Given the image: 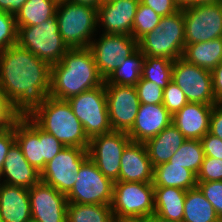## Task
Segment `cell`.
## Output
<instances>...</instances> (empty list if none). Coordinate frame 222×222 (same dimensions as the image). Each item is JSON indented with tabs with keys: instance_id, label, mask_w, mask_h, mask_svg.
<instances>
[{
	"instance_id": "36",
	"label": "cell",
	"mask_w": 222,
	"mask_h": 222,
	"mask_svg": "<svg viewBox=\"0 0 222 222\" xmlns=\"http://www.w3.org/2000/svg\"><path fill=\"white\" fill-rule=\"evenodd\" d=\"M187 103L188 100L184 92L171 80L168 86L163 89V106L173 116Z\"/></svg>"
},
{
	"instance_id": "38",
	"label": "cell",
	"mask_w": 222,
	"mask_h": 222,
	"mask_svg": "<svg viewBox=\"0 0 222 222\" xmlns=\"http://www.w3.org/2000/svg\"><path fill=\"white\" fill-rule=\"evenodd\" d=\"M197 187L212 204L217 216L222 221V181L197 182Z\"/></svg>"
},
{
	"instance_id": "30",
	"label": "cell",
	"mask_w": 222,
	"mask_h": 222,
	"mask_svg": "<svg viewBox=\"0 0 222 222\" xmlns=\"http://www.w3.org/2000/svg\"><path fill=\"white\" fill-rule=\"evenodd\" d=\"M144 58L145 55L137 49L109 75L104 85L135 86L141 78Z\"/></svg>"
},
{
	"instance_id": "4",
	"label": "cell",
	"mask_w": 222,
	"mask_h": 222,
	"mask_svg": "<svg viewBox=\"0 0 222 222\" xmlns=\"http://www.w3.org/2000/svg\"><path fill=\"white\" fill-rule=\"evenodd\" d=\"M59 32L69 49L87 48L98 28L97 8L63 0L58 2Z\"/></svg>"
},
{
	"instance_id": "22",
	"label": "cell",
	"mask_w": 222,
	"mask_h": 222,
	"mask_svg": "<svg viewBox=\"0 0 222 222\" xmlns=\"http://www.w3.org/2000/svg\"><path fill=\"white\" fill-rule=\"evenodd\" d=\"M14 134L28 163L41 173L43 170V140H39V126L29 117L14 120Z\"/></svg>"
},
{
	"instance_id": "33",
	"label": "cell",
	"mask_w": 222,
	"mask_h": 222,
	"mask_svg": "<svg viewBox=\"0 0 222 222\" xmlns=\"http://www.w3.org/2000/svg\"><path fill=\"white\" fill-rule=\"evenodd\" d=\"M203 146L200 140L187 139L169 162L191 170L196 176L199 173L204 159Z\"/></svg>"
},
{
	"instance_id": "7",
	"label": "cell",
	"mask_w": 222,
	"mask_h": 222,
	"mask_svg": "<svg viewBox=\"0 0 222 222\" xmlns=\"http://www.w3.org/2000/svg\"><path fill=\"white\" fill-rule=\"evenodd\" d=\"M111 209L114 218H149L155 211L153 184L114 182Z\"/></svg>"
},
{
	"instance_id": "9",
	"label": "cell",
	"mask_w": 222,
	"mask_h": 222,
	"mask_svg": "<svg viewBox=\"0 0 222 222\" xmlns=\"http://www.w3.org/2000/svg\"><path fill=\"white\" fill-rule=\"evenodd\" d=\"M113 185L88 158L77 172L76 182L66 195L67 201L77 204L111 205Z\"/></svg>"
},
{
	"instance_id": "26",
	"label": "cell",
	"mask_w": 222,
	"mask_h": 222,
	"mask_svg": "<svg viewBox=\"0 0 222 222\" xmlns=\"http://www.w3.org/2000/svg\"><path fill=\"white\" fill-rule=\"evenodd\" d=\"M182 58L198 67L212 71L222 62V37L185 45Z\"/></svg>"
},
{
	"instance_id": "12",
	"label": "cell",
	"mask_w": 222,
	"mask_h": 222,
	"mask_svg": "<svg viewBox=\"0 0 222 222\" xmlns=\"http://www.w3.org/2000/svg\"><path fill=\"white\" fill-rule=\"evenodd\" d=\"M172 81L184 92L188 102L216 105L211 71L180 57L173 61Z\"/></svg>"
},
{
	"instance_id": "43",
	"label": "cell",
	"mask_w": 222,
	"mask_h": 222,
	"mask_svg": "<svg viewBox=\"0 0 222 222\" xmlns=\"http://www.w3.org/2000/svg\"><path fill=\"white\" fill-rule=\"evenodd\" d=\"M205 156L222 160V140L209 132L200 140Z\"/></svg>"
},
{
	"instance_id": "45",
	"label": "cell",
	"mask_w": 222,
	"mask_h": 222,
	"mask_svg": "<svg viewBox=\"0 0 222 222\" xmlns=\"http://www.w3.org/2000/svg\"><path fill=\"white\" fill-rule=\"evenodd\" d=\"M213 92L216 100L222 103V62L211 71Z\"/></svg>"
},
{
	"instance_id": "40",
	"label": "cell",
	"mask_w": 222,
	"mask_h": 222,
	"mask_svg": "<svg viewBox=\"0 0 222 222\" xmlns=\"http://www.w3.org/2000/svg\"><path fill=\"white\" fill-rule=\"evenodd\" d=\"M39 140H43V169L65 146L52 134L39 127Z\"/></svg>"
},
{
	"instance_id": "32",
	"label": "cell",
	"mask_w": 222,
	"mask_h": 222,
	"mask_svg": "<svg viewBox=\"0 0 222 222\" xmlns=\"http://www.w3.org/2000/svg\"><path fill=\"white\" fill-rule=\"evenodd\" d=\"M173 60L165 57L145 56L141 78L151 81L162 89L172 80Z\"/></svg>"
},
{
	"instance_id": "28",
	"label": "cell",
	"mask_w": 222,
	"mask_h": 222,
	"mask_svg": "<svg viewBox=\"0 0 222 222\" xmlns=\"http://www.w3.org/2000/svg\"><path fill=\"white\" fill-rule=\"evenodd\" d=\"M183 222H222L198 187L186 191Z\"/></svg>"
},
{
	"instance_id": "39",
	"label": "cell",
	"mask_w": 222,
	"mask_h": 222,
	"mask_svg": "<svg viewBox=\"0 0 222 222\" xmlns=\"http://www.w3.org/2000/svg\"><path fill=\"white\" fill-rule=\"evenodd\" d=\"M222 181V160L204 156L197 182Z\"/></svg>"
},
{
	"instance_id": "31",
	"label": "cell",
	"mask_w": 222,
	"mask_h": 222,
	"mask_svg": "<svg viewBox=\"0 0 222 222\" xmlns=\"http://www.w3.org/2000/svg\"><path fill=\"white\" fill-rule=\"evenodd\" d=\"M67 222H113L111 205L68 202Z\"/></svg>"
},
{
	"instance_id": "18",
	"label": "cell",
	"mask_w": 222,
	"mask_h": 222,
	"mask_svg": "<svg viewBox=\"0 0 222 222\" xmlns=\"http://www.w3.org/2000/svg\"><path fill=\"white\" fill-rule=\"evenodd\" d=\"M172 123V115L163 104H140L136 120L127 133L131 141L145 143Z\"/></svg>"
},
{
	"instance_id": "48",
	"label": "cell",
	"mask_w": 222,
	"mask_h": 222,
	"mask_svg": "<svg viewBox=\"0 0 222 222\" xmlns=\"http://www.w3.org/2000/svg\"><path fill=\"white\" fill-rule=\"evenodd\" d=\"M181 6H193L197 4H210L222 2V0H177Z\"/></svg>"
},
{
	"instance_id": "25",
	"label": "cell",
	"mask_w": 222,
	"mask_h": 222,
	"mask_svg": "<svg viewBox=\"0 0 222 222\" xmlns=\"http://www.w3.org/2000/svg\"><path fill=\"white\" fill-rule=\"evenodd\" d=\"M186 190L176 187L154 186V214L176 222H183Z\"/></svg>"
},
{
	"instance_id": "15",
	"label": "cell",
	"mask_w": 222,
	"mask_h": 222,
	"mask_svg": "<svg viewBox=\"0 0 222 222\" xmlns=\"http://www.w3.org/2000/svg\"><path fill=\"white\" fill-rule=\"evenodd\" d=\"M109 122L112 130L128 133L140 105L135 86L105 85Z\"/></svg>"
},
{
	"instance_id": "34",
	"label": "cell",
	"mask_w": 222,
	"mask_h": 222,
	"mask_svg": "<svg viewBox=\"0 0 222 222\" xmlns=\"http://www.w3.org/2000/svg\"><path fill=\"white\" fill-rule=\"evenodd\" d=\"M161 18L150 7L139 3L132 26V37L138 41L142 36L153 31Z\"/></svg>"
},
{
	"instance_id": "1",
	"label": "cell",
	"mask_w": 222,
	"mask_h": 222,
	"mask_svg": "<svg viewBox=\"0 0 222 222\" xmlns=\"http://www.w3.org/2000/svg\"><path fill=\"white\" fill-rule=\"evenodd\" d=\"M51 65L18 44L0 50V84L18 117L30 116L49 96Z\"/></svg>"
},
{
	"instance_id": "11",
	"label": "cell",
	"mask_w": 222,
	"mask_h": 222,
	"mask_svg": "<svg viewBox=\"0 0 222 222\" xmlns=\"http://www.w3.org/2000/svg\"><path fill=\"white\" fill-rule=\"evenodd\" d=\"M131 142L126 132L114 131L94 136L89 141L88 157L112 182L119 181L121 156Z\"/></svg>"
},
{
	"instance_id": "20",
	"label": "cell",
	"mask_w": 222,
	"mask_h": 222,
	"mask_svg": "<svg viewBox=\"0 0 222 222\" xmlns=\"http://www.w3.org/2000/svg\"><path fill=\"white\" fill-rule=\"evenodd\" d=\"M214 105L188 102L172 116V124L189 140H201L208 132Z\"/></svg>"
},
{
	"instance_id": "46",
	"label": "cell",
	"mask_w": 222,
	"mask_h": 222,
	"mask_svg": "<svg viewBox=\"0 0 222 222\" xmlns=\"http://www.w3.org/2000/svg\"><path fill=\"white\" fill-rule=\"evenodd\" d=\"M27 0H0V11L16 15Z\"/></svg>"
},
{
	"instance_id": "44",
	"label": "cell",
	"mask_w": 222,
	"mask_h": 222,
	"mask_svg": "<svg viewBox=\"0 0 222 222\" xmlns=\"http://www.w3.org/2000/svg\"><path fill=\"white\" fill-rule=\"evenodd\" d=\"M209 133L222 140V103L213 106L210 116Z\"/></svg>"
},
{
	"instance_id": "49",
	"label": "cell",
	"mask_w": 222,
	"mask_h": 222,
	"mask_svg": "<svg viewBox=\"0 0 222 222\" xmlns=\"http://www.w3.org/2000/svg\"><path fill=\"white\" fill-rule=\"evenodd\" d=\"M0 108H12L11 102L7 99L5 91L0 84Z\"/></svg>"
},
{
	"instance_id": "3",
	"label": "cell",
	"mask_w": 222,
	"mask_h": 222,
	"mask_svg": "<svg viewBox=\"0 0 222 222\" xmlns=\"http://www.w3.org/2000/svg\"><path fill=\"white\" fill-rule=\"evenodd\" d=\"M29 117L64 146L88 149L90 139L67 100L48 96Z\"/></svg>"
},
{
	"instance_id": "27",
	"label": "cell",
	"mask_w": 222,
	"mask_h": 222,
	"mask_svg": "<svg viewBox=\"0 0 222 222\" xmlns=\"http://www.w3.org/2000/svg\"><path fill=\"white\" fill-rule=\"evenodd\" d=\"M152 184L187 191L197 187V176L189 169L167 162L154 167Z\"/></svg>"
},
{
	"instance_id": "14",
	"label": "cell",
	"mask_w": 222,
	"mask_h": 222,
	"mask_svg": "<svg viewBox=\"0 0 222 222\" xmlns=\"http://www.w3.org/2000/svg\"><path fill=\"white\" fill-rule=\"evenodd\" d=\"M88 158L87 149L65 146L45 165L40 180L67 195L76 182L77 172Z\"/></svg>"
},
{
	"instance_id": "19",
	"label": "cell",
	"mask_w": 222,
	"mask_h": 222,
	"mask_svg": "<svg viewBox=\"0 0 222 222\" xmlns=\"http://www.w3.org/2000/svg\"><path fill=\"white\" fill-rule=\"evenodd\" d=\"M153 172L145 144L131 141L121 156L119 181L152 183Z\"/></svg>"
},
{
	"instance_id": "35",
	"label": "cell",
	"mask_w": 222,
	"mask_h": 222,
	"mask_svg": "<svg viewBox=\"0 0 222 222\" xmlns=\"http://www.w3.org/2000/svg\"><path fill=\"white\" fill-rule=\"evenodd\" d=\"M17 33L15 15L0 11V50L17 44Z\"/></svg>"
},
{
	"instance_id": "2",
	"label": "cell",
	"mask_w": 222,
	"mask_h": 222,
	"mask_svg": "<svg viewBox=\"0 0 222 222\" xmlns=\"http://www.w3.org/2000/svg\"><path fill=\"white\" fill-rule=\"evenodd\" d=\"M104 81L88 47L69 49L59 63L51 65L49 96L68 100L101 86Z\"/></svg>"
},
{
	"instance_id": "29",
	"label": "cell",
	"mask_w": 222,
	"mask_h": 222,
	"mask_svg": "<svg viewBox=\"0 0 222 222\" xmlns=\"http://www.w3.org/2000/svg\"><path fill=\"white\" fill-rule=\"evenodd\" d=\"M56 0H27L15 15L17 27L43 23L56 13Z\"/></svg>"
},
{
	"instance_id": "51",
	"label": "cell",
	"mask_w": 222,
	"mask_h": 222,
	"mask_svg": "<svg viewBox=\"0 0 222 222\" xmlns=\"http://www.w3.org/2000/svg\"><path fill=\"white\" fill-rule=\"evenodd\" d=\"M113 222H148L144 218H114Z\"/></svg>"
},
{
	"instance_id": "21",
	"label": "cell",
	"mask_w": 222,
	"mask_h": 222,
	"mask_svg": "<svg viewBox=\"0 0 222 222\" xmlns=\"http://www.w3.org/2000/svg\"><path fill=\"white\" fill-rule=\"evenodd\" d=\"M39 181L40 172L28 163L21 147L15 142L3 162L0 182L29 189Z\"/></svg>"
},
{
	"instance_id": "52",
	"label": "cell",
	"mask_w": 222,
	"mask_h": 222,
	"mask_svg": "<svg viewBox=\"0 0 222 222\" xmlns=\"http://www.w3.org/2000/svg\"><path fill=\"white\" fill-rule=\"evenodd\" d=\"M148 219V222H176L169 219H165L161 216H158L156 214H152Z\"/></svg>"
},
{
	"instance_id": "6",
	"label": "cell",
	"mask_w": 222,
	"mask_h": 222,
	"mask_svg": "<svg viewBox=\"0 0 222 222\" xmlns=\"http://www.w3.org/2000/svg\"><path fill=\"white\" fill-rule=\"evenodd\" d=\"M17 28V44L50 65L59 63L69 50L59 32L56 13L41 24Z\"/></svg>"
},
{
	"instance_id": "13",
	"label": "cell",
	"mask_w": 222,
	"mask_h": 222,
	"mask_svg": "<svg viewBox=\"0 0 222 222\" xmlns=\"http://www.w3.org/2000/svg\"><path fill=\"white\" fill-rule=\"evenodd\" d=\"M102 35V36H101ZM89 45L100 76L106 80L116 68L138 49V41L131 35L102 33Z\"/></svg>"
},
{
	"instance_id": "10",
	"label": "cell",
	"mask_w": 222,
	"mask_h": 222,
	"mask_svg": "<svg viewBox=\"0 0 222 222\" xmlns=\"http://www.w3.org/2000/svg\"><path fill=\"white\" fill-rule=\"evenodd\" d=\"M185 45L222 37V2L181 6Z\"/></svg>"
},
{
	"instance_id": "16",
	"label": "cell",
	"mask_w": 222,
	"mask_h": 222,
	"mask_svg": "<svg viewBox=\"0 0 222 222\" xmlns=\"http://www.w3.org/2000/svg\"><path fill=\"white\" fill-rule=\"evenodd\" d=\"M31 219L36 222H67V197L54 187L39 181L28 189Z\"/></svg>"
},
{
	"instance_id": "50",
	"label": "cell",
	"mask_w": 222,
	"mask_h": 222,
	"mask_svg": "<svg viewBox=\"0 0 222 222\" xmlns=\"http://www.w3.org/2000/svg\"><path fill=\"white\" fill-rule=\"evenodd\" d=\"M68 1L82 5H89L95 8H98L102 3V0H68Z\"/></svg>"
},
{
	"instance_id": "8",
	"label": "cell",
	"mask_w": 222,
	"mask_h": 222,
	"mask_svg": "<svg viewBox=\"0 0 222 222\" xmlns=\"http://www.w3.org/2000/svg\"><path fill=\"white\" fill-rule=\"evenodd\" d=\"M67 101L71 105L74 115L82 123L89 139L112 131L104 83L73 96Z\"/></svg>"
},
{
	"instance_id": "23",
	"label": "cell",
	"mask_w": 222,
	"mask_h": 222,
	"mask_svg": "<svg viewBox=\"0 0 222 222\" xmlns=\"http://www.w3.org/2000/svg\"><path fill=\"white\" fill-rule=\"evenodd\" d=\"M0 217L5 222L31 221L28 189L0 182Z\"/></svg>"
},
{
	"instance_id": "37",
	"label": "cell",
	"mask_w": 222,
	"mask_h": 222,
	"mask_svg": "<svg viewBox=\"0 0 222 222\" xmlns=\"http://www.w3.org/2000/svg\"><path fill=\"white\" fill-rule=\"evenodd\" d=\"M135 88L140 104H163V89L157 84L140 78Z\"/></svg>"
},
{
	"instance_id": "53",
	"label": "cell",
	"mask_w": 222,
	"mask_h": 222,
	"mask_svg": "<svg viewBox=\"0 0 222 222\" xmlns=\"http://www.w3.org/2000/svg\"><path fill=\"white\" fill-rule=\"evenodd\" d=\"M111 1H114V0H102V3L111 2Z\"/></svg>"
},
{
	"instance_id": "5",
	"label": "cell",
	"mask_w": 222,
	"mask_h": 222,
	"mask_svg": "<svg viewBox=\"0 0 222 222\" xmlns=\"http://www.w3.org/2000/svg\"><path fill=\"white\" fill-rule=\"evenodd\" d=\"M185 48V26L182 8L176 13L164 16L153 31L138 40V49L151 57H165L171 60L182 57Z\"/></svg>"
},
{
	"instance_id": "42",
	"label": "cell",
	"mask_w": 222,
	"mask_h": 222,
	"mask_svg": "<svg viewBox=\"0 0 222 222\" xmlns=\"http://www.w3.org/2000/svg\"><path fill=\"white\" fill-rule=\"evenodd\" d=\"M16 142L14 134V121L5 129L0 131V174L3 162L11 146Z\"/></svg>"
},
{
	"instance_id": "17",
	"label": "cell",
	"mask_w": 222,
	"mask_h": 222,
	"mask_svg": "<svg viewBox=\"0 0 222 222\" xmlns=\"http://www.w3.org/2000/svg\"><path fill=\"white\" fill-rule=\"evenodd\" d=\"M139 3L140 0H114L101 3L97 8L98 28L102 25L104 27L102 33L106 34L132 36V26Z\"/></svg>"
},
{
	"instance_id": "47",
	"label": "cell",
	"mask_w": 222,
	"mask_h": 222,
	"mask_svg": "<svg viewBox=\"0 0 222 222\" xmlns=\"http://www.w3.org/2000/svg\"><path fill=\"white\" fill-rule=\"evenodd\" d=\"M17 118L13 108H0V131L8 127Z\"/></svg>"
},
{
	"instance_id": "41",
	"label": "cell",
	"mask_w": 222,
	"mask_h": 222,
	"mask_svg": "<svg viewBox=\"0 0 222 222\" xmlns=\"http://www.w3.org/2000/svg\"><path fill=\"white\" fill-rule=\"evenodd\" d=\"M140 3L150 7L161 17L172 15L181 9L177 0H140Z\"/></svg>"
},
{
	"instance_id": "24",
	"label": "cell",
	"mask_w": 222,
	"mask_h": 222,
	"mask_svg": "<svg viewBox=\"0 0 222 222\" xmlns=\"http://www.w3.org/2000/svg\"><path fill=\"white\" fill-rule=\"evenodd\" d=\"M186 140L178 128L171 123L159 134L146 141L144 144L153 167L169 162Z\"/></svg>"
}]
</instances>
